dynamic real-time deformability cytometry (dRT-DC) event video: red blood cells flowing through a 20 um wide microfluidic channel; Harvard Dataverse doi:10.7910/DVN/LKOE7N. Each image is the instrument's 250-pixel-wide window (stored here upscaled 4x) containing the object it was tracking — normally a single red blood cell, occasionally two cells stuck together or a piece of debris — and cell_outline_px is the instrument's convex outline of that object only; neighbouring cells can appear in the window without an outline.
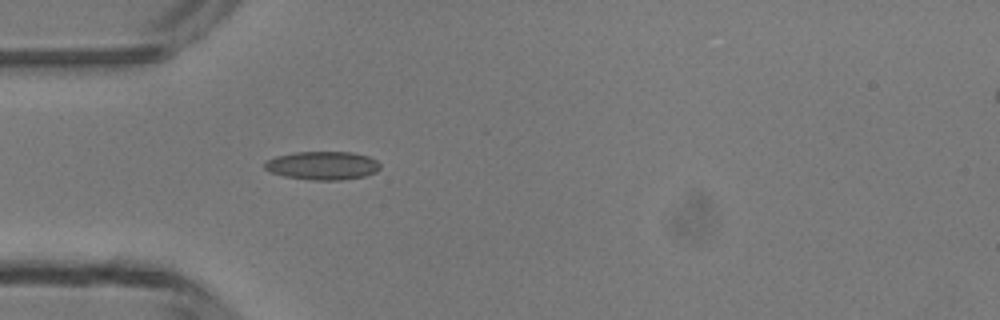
{"species": "common noctule bat (a hibernating species)", "species_latin": "Nyctalus noctula", "temperature_condition": "room temperature", "stored_images_in_passage": 1, "camera_frame_rate_fps": 3000, "um_per_image_px": 0.085, "animal": {"sex": "male", "body_mass_g": 13.3}, "frame": {"image": 1, "passage_image": 1, "time_ms": 0.0, "image_size_px": [1000, 320], "cell_outline_px": [[380, 168], [376, 172], [364, 176], [340, 180], [312, 180], [284, 176], [268, 172], [264, 168], [264, 164], [268, 160], [276, 156], [296, 152], [352, 152], [368, 156], [376, 160], [380, 164]], "centroid_in_image_um": [27.41, 14.07], "position_along_channel_um": 57.6, "area_um2": 19.13}}